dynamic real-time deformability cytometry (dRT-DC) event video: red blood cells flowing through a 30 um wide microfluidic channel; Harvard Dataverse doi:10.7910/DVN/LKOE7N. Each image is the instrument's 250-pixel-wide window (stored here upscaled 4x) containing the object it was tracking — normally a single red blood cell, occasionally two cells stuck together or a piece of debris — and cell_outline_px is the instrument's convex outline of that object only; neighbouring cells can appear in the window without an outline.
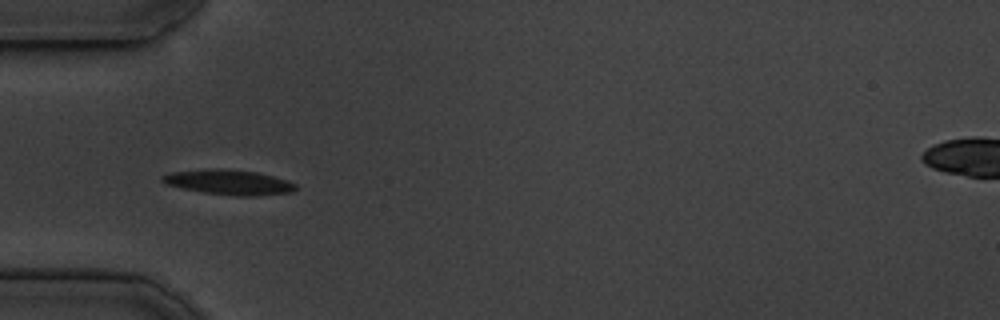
{"species": "common noctule bat (a hibernating species)", "species_latin": "Nyctalus noctula", "temperature_condition": "cold", "stored_images_in_passage": 44, "camera_frame_rate_fps": 3000, "um_per_image_px": 0.085, "animal": {"sex": "male", "body_mass_g": 19.5, "forearm_length_mm": 54.6}, "frame": {"image": 1, "passage_image": 7, "time_ms": 2.0, "image_size_px": [1000, 320], "cell_outline_px": [[296, 188], [292, 192], [256, 196], [236, 196], [204, 192], [180, 188], [164, 184], [160, 180], [160, 176], [168, 172], [208, 168], [220, 168], [256, 172], [288, 180], [296, 184]], "centroid_in_image_um": [19.39, 15.48], "position_along_channel_um": 65.6, "area_um2": 19.65}}
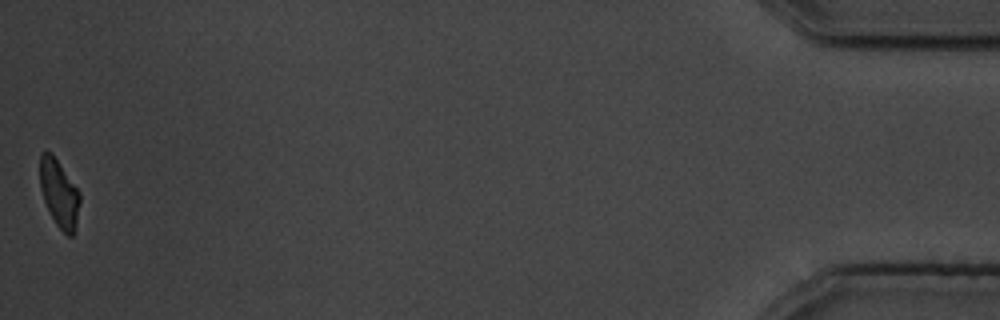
{"frame": {"image": 2, "passage_image": 44, "time_ms": 14.333, "image_size_px": [1000, 320], "cell_outline_px": [[80, 204], [76, 224], [72, 236], [68, 236], [56, 224], [44, 200], [40, 188], [40, 156], [44, 152], [52, 152], [80, 192]], "centroid_in_image_um": [5.04, 16.42], "position_along_channel_um": 430.2, "area_um2": 15.55}, "authors_computed_cell_mechanics": {"area_um2": 17.8602, "velocity_mm_per_s": 3.7011, "shape_relaxation_time_tau1_ms": 2.8085, "shape_relaxation_time_tau2_ms": 6.8184, "deformation_change_tau1": 0.1167, "deformation_change_tau2": 0.1413}}